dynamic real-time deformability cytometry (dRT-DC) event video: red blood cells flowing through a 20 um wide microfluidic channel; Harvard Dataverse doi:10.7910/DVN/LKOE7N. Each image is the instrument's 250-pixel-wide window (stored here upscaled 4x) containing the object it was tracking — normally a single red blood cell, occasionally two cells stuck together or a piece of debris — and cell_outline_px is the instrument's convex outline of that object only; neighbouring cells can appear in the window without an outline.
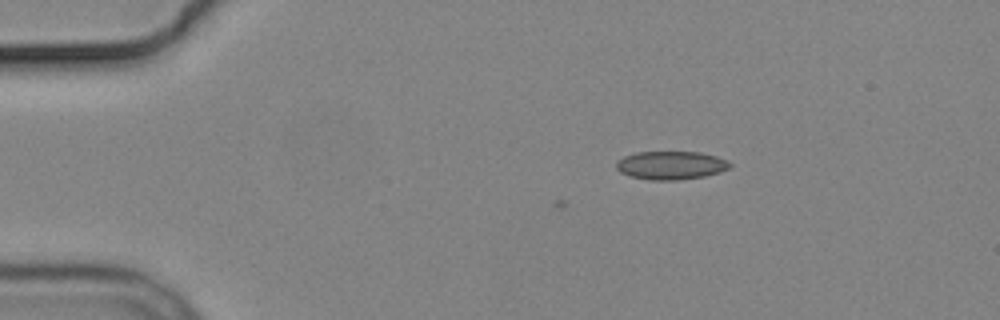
{"species": "common noctule bat (a hibernating species)", "species_latin": "Nyctalus noctula", "temperature_condition": "cold", "stored_images_in_passage": 2, "camera_frame_rate_fps": 3000, "um_per_image_px": 0.085, "animal": {"sex": "male", "body_mass_g": 19.2, "forearm_length_mm": 51.8}, "frame": {"image": 1, "passage_image": 2, "time_ms": 1.0, "image_size_px": [1000, 320], "cell_outline_px": [[732, 164], [728, 168], [720, 172], [704, 176], [680, 180], [648, 180], [632, 176], [620, 172], [616, 168], [616, 164], [624, 156], [636, 152], [700, 152], [716, 156], [728, 160]], "centroid_in_image_um": [57.05, 14.05], "position_along_channel_um": 28.0, "area_um2": 18.73}}